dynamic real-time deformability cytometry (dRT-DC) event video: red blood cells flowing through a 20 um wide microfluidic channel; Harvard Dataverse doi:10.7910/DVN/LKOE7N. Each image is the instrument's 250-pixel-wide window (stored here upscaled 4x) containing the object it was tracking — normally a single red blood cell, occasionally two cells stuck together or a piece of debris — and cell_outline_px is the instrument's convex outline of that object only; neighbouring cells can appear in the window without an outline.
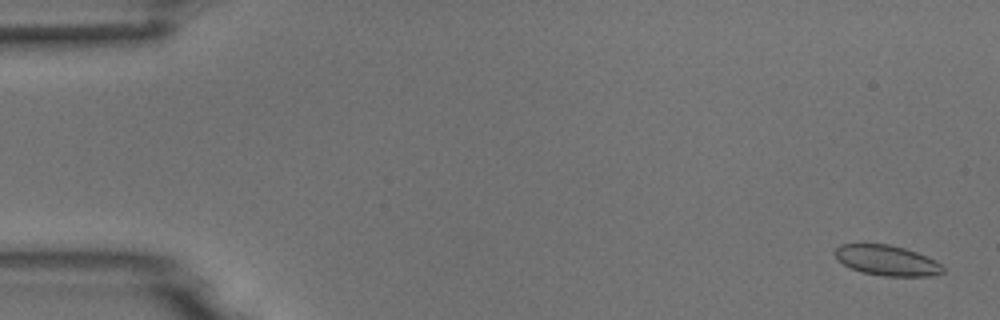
{"species": "common noctule bat (a hibernating species)", "species_latin": "Nyctalus noctula", "temperature_condition": "room temperature", "stored_images_in_passage": 5, "camera_frame_rate_fps": 3000, "um_per_image_px": 0.085, "animal": {"sex": "male", "body_mass_g": 18.8}, "frame": {"image": 1, "passage_image": 1, "time_ms": 0.0, "image_size_px": [1000, 320], "cell_outline_px": [[944, 272], [932, 276], [884, 276], [860, 272], [844, 264], [832, 252], [840, 244], [888, 244], [904, 248], [916, 252], [936, 260], [944, 268]], "centroid_in_image_um": [75.4, 22.14], "position_along_channel_um": 9.6, "area_um2": 19.02}}
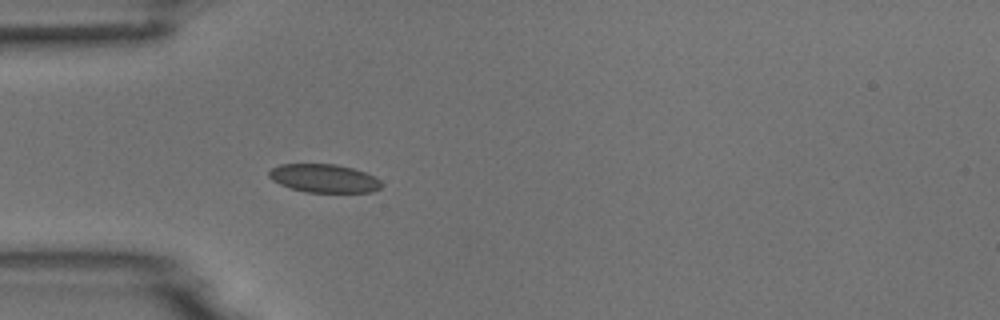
{"frame": {"image": 2, "passage_image": 5, "time_ms": 4.667, "image_size_px": [1000, 320], "cell_outline_px": [[384, 184], [380, 188], [372, 192], [304, 192], [280, 184], [272, 180], [268, 176], [268, 172], [272, 168], [280, 164], [336, 164], [352, 168], [364, 172], [380, 180]], "centroid_in_image_um": [27.54, 15.16], "position_along_channel_um": 57.5, "area_um2": 18.55}}